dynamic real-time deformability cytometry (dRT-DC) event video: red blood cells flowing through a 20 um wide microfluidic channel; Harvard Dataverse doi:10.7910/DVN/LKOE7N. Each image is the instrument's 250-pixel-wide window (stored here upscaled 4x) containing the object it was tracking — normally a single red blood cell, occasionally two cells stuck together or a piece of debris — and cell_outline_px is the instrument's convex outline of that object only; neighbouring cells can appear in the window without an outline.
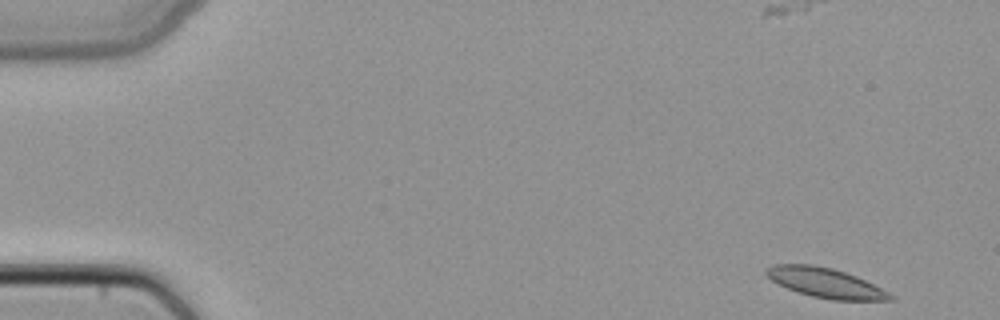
{"species": "common noctule bat (a hibernating species)", "species_latin": "Nyctalus noctula", "temperature_condition": "cold", "stored_images_in_passage": 10, "camera_frame_rate_fps": 3000, "um_per_image_px": 0.085, "animal": {"sex": "female", "body_mass_g": 22.7, "forearm_length_mm": 54.2}, "frame": {"image": 1, "passage_image": 1, "time_ms": 0.0, "image_size_px": [1000, 320], "cell_outline_px": [[896, 300], [832, 300], [812, 296], [788, 288], [764, 276], [764, 268], [772, 264], [812, 264], [832, 268], [856, 276], [896, 296]], "centroid_in_image_um": [70.13, 24.03], "position_along_channel_um": 14.9, "area_um2": 21.39}}